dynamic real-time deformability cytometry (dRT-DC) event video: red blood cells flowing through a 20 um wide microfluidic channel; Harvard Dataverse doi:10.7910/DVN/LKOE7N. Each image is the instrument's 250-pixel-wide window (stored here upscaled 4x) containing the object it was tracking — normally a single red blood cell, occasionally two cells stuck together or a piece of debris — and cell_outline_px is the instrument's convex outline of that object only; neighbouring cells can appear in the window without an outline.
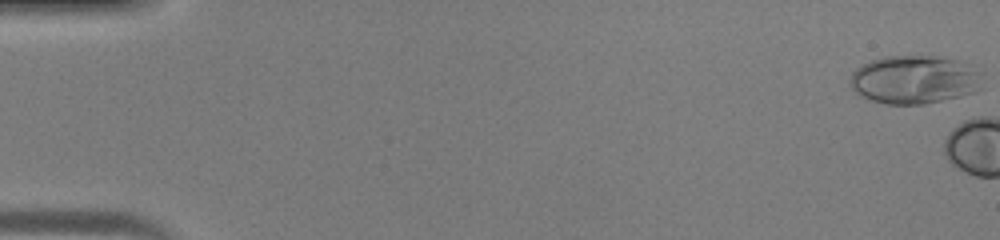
{"species": "human", "species_latin": "Homo sapiens", "temperature_condition": "warm", "stored_images_in_passage": 4, "camera_frame_rate_fps": 3000, "um_per_image_px": 0.085, "donor": {"sex": "male"}, "frame": {"image": 1, "passage_image": 1, "time_ms": 0.0, "image_size_px": [1000, 240], "cell_outline_px": [[984, 88], [976, 92], [960, 96], [924, 104], [884, 104], [860, 96], [848, 84], [848, 80], [852, 72], [856, 68], [872, 60], [884, 56], [936, 56], [956, 60], [972, 64], [984, 72]], "centroid_in_image_um": [77.8, 6.76], "position_along_channel_um": 7.2, "area_um2": 38.15}}